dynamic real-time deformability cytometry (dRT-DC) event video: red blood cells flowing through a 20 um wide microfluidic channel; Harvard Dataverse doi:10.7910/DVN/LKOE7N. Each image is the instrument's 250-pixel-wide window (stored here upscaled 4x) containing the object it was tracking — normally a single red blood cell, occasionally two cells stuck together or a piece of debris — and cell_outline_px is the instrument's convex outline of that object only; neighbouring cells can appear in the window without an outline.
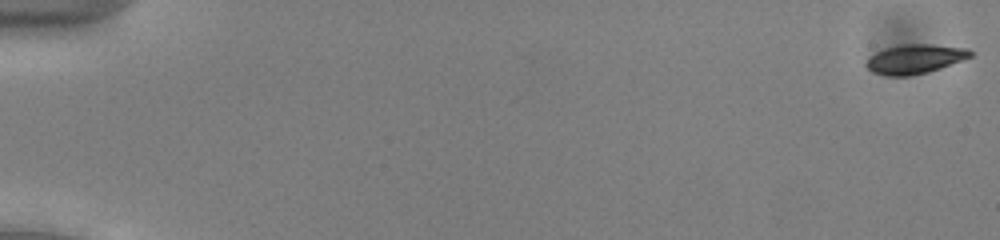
{"species": "common noctule bat (a hibernating species)", "species_latin": "Nyctalus noctula", "temperature_condition": "cold", "stored_images_in_passage": 13, "camera_frame_rate_fps": 3000, "um_per_image_px": 0.085, "animal": {"sex": "male", "body_mass_g": 13.0, "forearm_length_mm": 53.1}, "frame": {"image": 1, "passage_image": 1, "time_ms": 0.0, "image_size_px": [1000, 240], "cell_outline_px": [[972, 56], [940, 68], [928, 72], [908, 76], [888, 76], [872, 72], [864, 64], [876, 52], [888, 48], [904, 44], [932, 44], [968, 48], [972, 52]], "centroid_in_image_um": [77.78, 5.02], "position_along_channel_um": 7.2, "area_um2": 17.57}}